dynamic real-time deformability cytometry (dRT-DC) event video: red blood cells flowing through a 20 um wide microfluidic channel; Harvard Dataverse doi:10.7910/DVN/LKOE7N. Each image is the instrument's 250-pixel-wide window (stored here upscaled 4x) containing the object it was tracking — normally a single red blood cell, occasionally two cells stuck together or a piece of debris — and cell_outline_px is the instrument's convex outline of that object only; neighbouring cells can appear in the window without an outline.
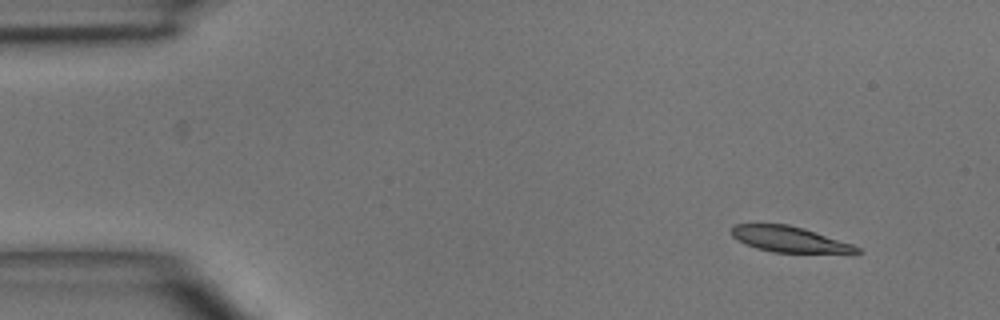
{"species": "common noctule bat (a hibernating species)", "species_latin": "Nyctalus noctula", "temperature_condition": "room temperature", "stored_images_in_passage": 4, "camera_frame_rate_fps": 3000, "um_per_image_px": 0.085, "animal": {"sex": "male", "body_mass_g": 15.6}, "frame": {"image": 1, "passage_image": 1, "time_ms": 0.0, "image_size_px": [1000, 320], "cell_outline_px": [[864, 252], [772, 252], [756, 248], [744, 244], [736, 240], [732, 236], [732, 224], [788, 224], [804, 228], [852, 244], [860, 248]], "centroid_in_image_um": [67.02, 20.32], "position_along_channel_um": 18.0, "area_um2": 18.55}}